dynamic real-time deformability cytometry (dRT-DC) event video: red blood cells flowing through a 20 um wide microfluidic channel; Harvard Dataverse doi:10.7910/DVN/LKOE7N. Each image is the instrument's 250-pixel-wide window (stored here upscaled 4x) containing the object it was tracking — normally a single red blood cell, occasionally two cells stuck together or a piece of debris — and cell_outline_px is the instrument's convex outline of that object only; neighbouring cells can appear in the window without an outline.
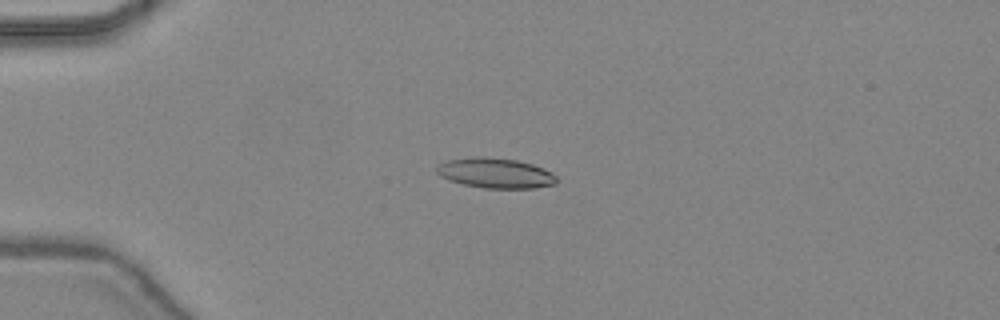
{"species": "common noctule bat (a hibernating species)", "species_latin": "Nyctalus noctula", "temperature_condition": "warm", "stored_images_in_passage": 37, "camera_frame_rate_fps": 3000, "um_per_image_px": 0.085, "animal": {"sex": "female", "body_mass_g": 24.6, "forearm_length_mm": 56.2}, "frame": {"image": 1, "passage_image": 3, "time_ms": 0.667, "image_size_px": [1000, 320], "cell_outline_px": [[556, 184], [532, 188], [484, 188], [464, 184], [440, 176], [436, 172], [436, 168], [444, 160], [476, 156], [480, 156], [516, 160], [532, 164], [544, 168], [552, 172], [556, 176]], "centroid_in_image_um": [42.11, 14.7], "position_along_channel_um": 42.9, "area_um2": 20.98}}
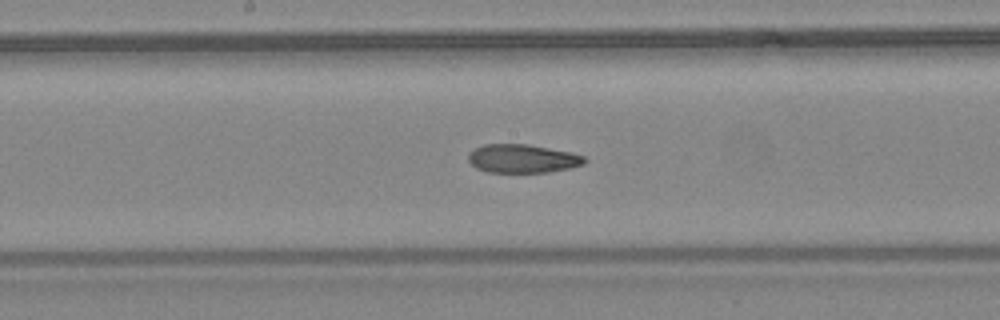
{"frame": {"image": 2, "passage_image": 16, "time_ms": 5.0, "image_size_px": [1000, 320], "cell_outline_px": [[588, 160], [584, 164], [572, 168], [548, 172], [488, 172], [476, 168], [468, 160], [468, 152], [484, 144], [528, 144], [572, 152], [584, 156]], "centroid_in_image_um": [44.44, 13.48], "position_along_channel_um": 203.8, "area_um2": 19.48}}
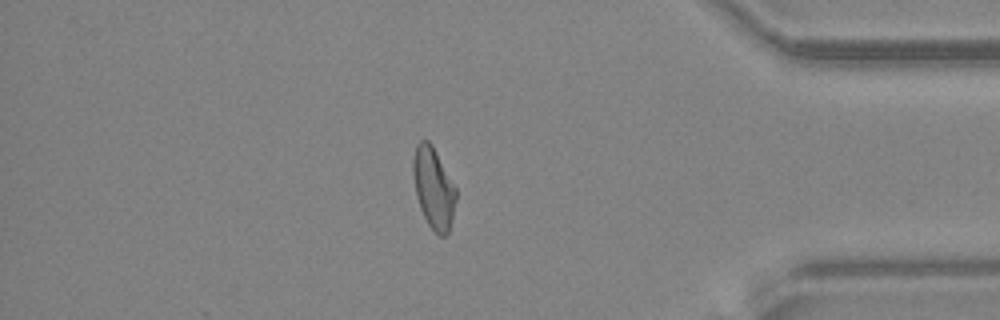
{"frame": {"image": 3, "passage_image": 31, "time_ms": 10.0, "image_size_px": [1000, 320], "cell_outline_px": [[456, 200], [448, 232], [444, 236], [440, 236], [428, 224], [420, 208], [416, 196], [412, 172], [412, 160], [416, 144], [420, 140], [428, 140], [432, 144], [456, 188]], "centroid_in_image_um": [36.82, 15.94], "position_along_channel_um": 398.4, "area_um2": 20.17}, "authors_computed_cell_mechanics": {"area_um2": 20.23, "velocity_mm_per_s": 4.4633, "shape_relaxation_time_tau1_ms": null, "shape_relaxation_time_tau2_ms": 2.2131, "deformation_change_tau1": null, "deformation_change_tau2": 0.0997}}